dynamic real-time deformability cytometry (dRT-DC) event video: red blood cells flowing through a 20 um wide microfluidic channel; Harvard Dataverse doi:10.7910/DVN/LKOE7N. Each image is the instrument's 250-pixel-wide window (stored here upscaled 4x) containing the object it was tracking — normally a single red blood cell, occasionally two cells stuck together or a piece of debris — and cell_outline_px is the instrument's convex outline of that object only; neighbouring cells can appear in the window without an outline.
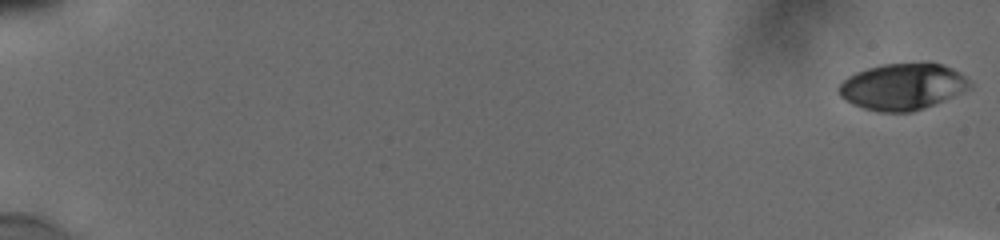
{"species": "human", "species_latin": "Homo sapiens", "temperature_condition": "cold", "stored_images_in_passage": 24, "camera_frame_rate_fps": 3000, "um_per_image_px": 0.085, "donor": {"sex": "male"}, "frame": {"image": 1, "passage_image": 1, "time_ms": 0.0, "image_size_px": [1000, 240], "cell_outline_px": [[972, 88], [912, 112], [880, 112], [864, 108], [852, 104], [844, 100], [836, 92], [836, 88], [848, 76], [856, 72], [868, 68], [884, 64], [924, 60], [928, 60], [944, 64], [960, 72], [972, 84]], "centroid_in_image_um": [76.71, 7.32], "position_along_channel_um": 8.3, "area_um2": 36.07}}
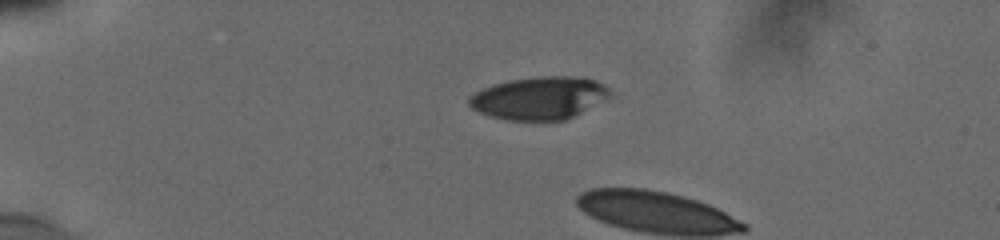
{"frame": {"image": 2, "passage_image": 21, "time_ms": 4.667, "image_size_px": [1000, 240], "cell_outline_px": [[608, 96], [580, 112], [564, 120], [508, 120], [492, 116], [480, 112], [472, 108], [468, 104], [468, 96], [492, 84], [508, 80], [540, 76], [584, 76], [596, 80], [604, 84], [608, 88]], "centroid_in_image_um": [45.79, 8.31], "position_along_channel_um": 39.2, "area_um2": 34.68}}